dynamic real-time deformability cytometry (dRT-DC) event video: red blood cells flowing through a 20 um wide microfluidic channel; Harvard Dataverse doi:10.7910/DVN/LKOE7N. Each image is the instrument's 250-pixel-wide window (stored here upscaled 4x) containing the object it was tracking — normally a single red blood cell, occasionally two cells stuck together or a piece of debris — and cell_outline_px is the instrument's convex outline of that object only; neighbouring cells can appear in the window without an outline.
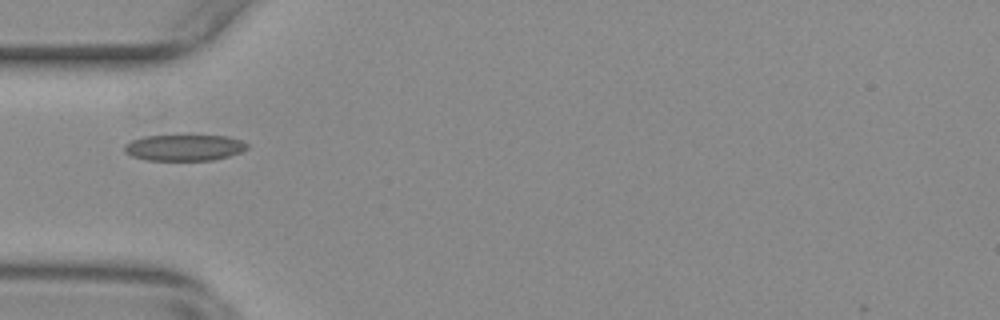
{"species": "common noctule bat (a hibernating species)", "species_latin": "Nyctalus noctula", "temperature_condition": "warm", "stored_images_in_passage": 33, "camera_frame_rate_fps": 3000, "um_per_image_px": 0.085, "animal": {"sex": "female", "body_mass_g": 29.2, "forearm_length_mm": 56.3}, "frame": {"image": 1, "passage_image": 1, "time_ms": 0.0, "image_size_px": [1000, 320], "cell_outline_px": [[248, 148], [240, 152], [228, 156], [212, 160], [148, 160], [132, 156], [124, 152], [124, 144], [132, 140], [144, 136], [228, 136], [240, 140], [248, 144]], "centroid_in_image_um": [15.65, 12.55], "position_along_channel_um": 69.4, "area_um2": 18.55}}
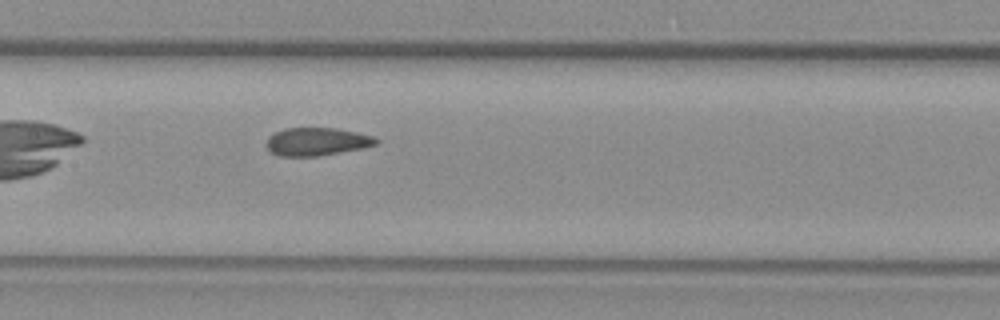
{"frame": {"image": 2, "passage_image": 10, "time_ms": 3.0, "image_size_px": [1000, 320], "cell_outline_px": [[380, 140], [376, 144], [364, 148], [316, 156], [280, 156], [272, 152], [268, 148], [268, 136], [284, 128], [336, 128], [356, 132], [372, 136]], "centroid_in_image_um": [26.95, 12.03], "position_along_channel_um": 180.4, "area_um2": 17.69}}
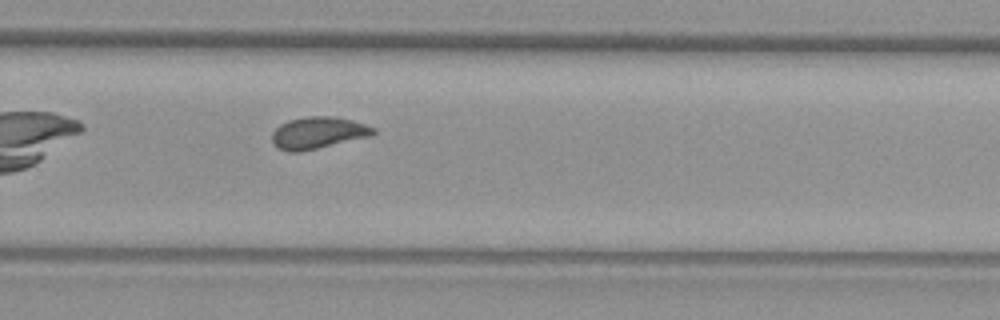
{"frame": {"image": 3, "passage_image": 20, "time_ms": 6.333, "image_size_px": [1000, 320], "cell_outline_px": [[376, 132], [372, 136], [300, 152], [288, 152], [272, 144], [272, 132], [280, 124], [288, 120], [304, 116], [332, 116], [352, 120], [376, 128]], "centroid_in_image_um": [27.03, 11.28], "position_along_channel_um": 302.8, "area_um2": 18.96}, "authors_computed_cell_mechanics": {"area_um2": 18.3804, "velocity_mm_per_s": 3.6824, "shape_relaxation_time_tau1_ms": 6.7104, "shape_relaxation_time_tau2_ms": 0.8821, "deformation_change_tau1": 0.1499, "deformation_change_tau2": 0.071}}